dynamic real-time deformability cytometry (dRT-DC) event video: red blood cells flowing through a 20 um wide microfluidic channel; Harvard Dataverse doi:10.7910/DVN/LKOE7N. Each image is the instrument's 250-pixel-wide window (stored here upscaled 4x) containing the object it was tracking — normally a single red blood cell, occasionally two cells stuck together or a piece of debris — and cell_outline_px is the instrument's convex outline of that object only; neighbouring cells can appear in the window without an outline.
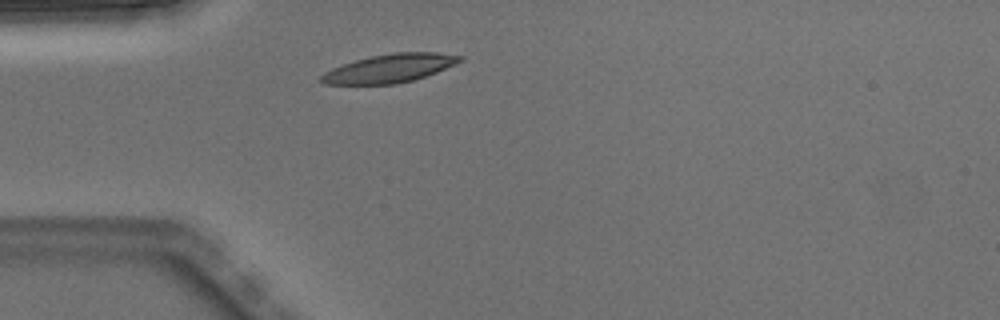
{"species": "Egyptian fruit bat (a non-hibernating species)", "species_latin": "Rousettus aegyptiacus", "temperature_condition": "warm", "stored_images_in_passage": 1, "camera_frame_rate_fps": 3000, "um_per_image_px": 0.085, "animal": {"sex": "male"}, "frame": {"image": 1, "passage_image": 1, "time_ms": 0.0, "image_size_px": [1000, 320], "cell_outline_px": [[464, 60], [456, 64], [436, 72], [412, 80], [396, 84], [324, 84], [320, 80], [320, 76], [324, 72], [332, 68], [356, 60], [372, 56], [392, 52], [436, 52], [464, 56]], "centroid_in_image_um": [33.14, 5.8], "position_along_channel_um": 51.9, "area_um2": 22.89}}